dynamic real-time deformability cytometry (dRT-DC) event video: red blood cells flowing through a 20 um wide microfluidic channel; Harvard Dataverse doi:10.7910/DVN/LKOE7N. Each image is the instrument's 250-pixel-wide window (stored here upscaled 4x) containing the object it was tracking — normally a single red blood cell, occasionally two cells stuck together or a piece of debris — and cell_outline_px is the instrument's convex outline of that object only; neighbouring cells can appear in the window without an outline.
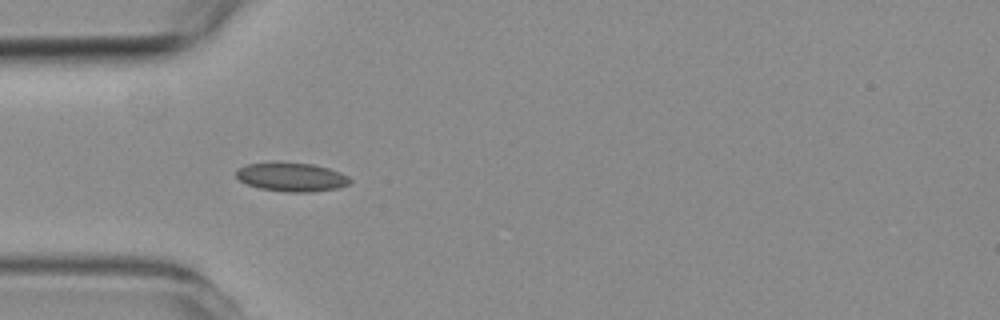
{"species": "common noctule bat (a hibernating species)", "species_latin": "Nyctalus noctula", "temperature_condition": "room temperature", "stored_images_in_passage": 6, "camera_frame_rate_fps": 3000, "um_per_image_px": 0.085, "animal": {"sex": "female", "body_mass_g": 19.3, "forearm_length_mm": 54.1}, "frame": {"image": 1, "passage_image": 2, "time_ms": 1.0, "image_size_px": [1000, 320], "cell_outline_px": [[352, 180], [348, 184], [336, 188], [312, 192], [288, 192], [260, 188], [248, 184], [240, 180], [236, 176], [236, 172], [240, 168], [248, 164], [312, 164], [328, 168], [340, 172], [348, 176]], "centroid_in_image_um": [24.83, 15.08], "position_along_channel_um": 60.2, "area_um2": 18.38}}
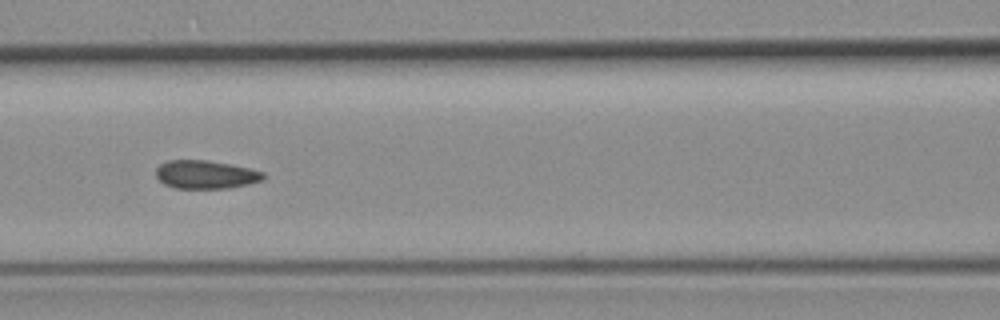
{"frame": {"image": 2, "passage_image": 4, "time_ms": 3.333, "image_size_px": [1000, 320], "cell_outline_px": [[264, 180], [248, 184], [228, 188], [176, 188], [164, 184], [156, 176], [156, 168], [160, 164], [168, 160], [208, 160], [232, 164], [264, 172]], "centroid_in_image_um": [17.48, 14.83], "position_along_channel_um": 149.1, "area_um2": 17.74}}
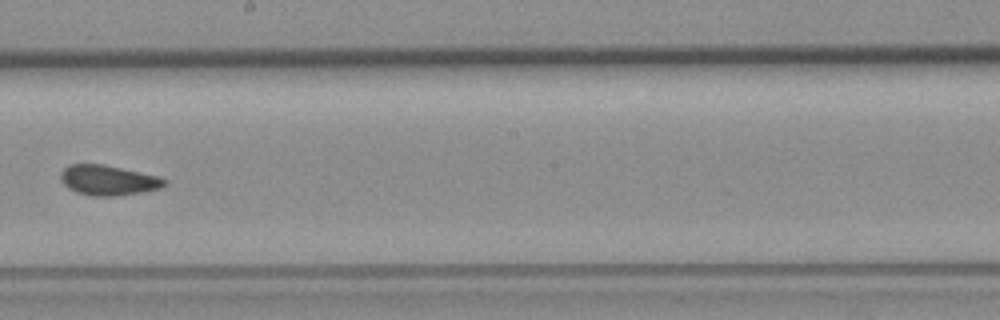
{"frame": {"image": 3, "passage_image": 6, "time_ms": 5.667, "image_size_px": [1000, 320], "cell_outline_px": [[168, 184], [160, 188], [140, 192], [116, 196], [88, 196], [76, 192], [68, 188], [60, 180], [60, 172], [68, 164], [104, 164], [160, 176], [168, 180]], "centroid_in_image_um": [9.2, 15.31], "position_along_channel_um": 239.0, "area_um2": 18.5}}